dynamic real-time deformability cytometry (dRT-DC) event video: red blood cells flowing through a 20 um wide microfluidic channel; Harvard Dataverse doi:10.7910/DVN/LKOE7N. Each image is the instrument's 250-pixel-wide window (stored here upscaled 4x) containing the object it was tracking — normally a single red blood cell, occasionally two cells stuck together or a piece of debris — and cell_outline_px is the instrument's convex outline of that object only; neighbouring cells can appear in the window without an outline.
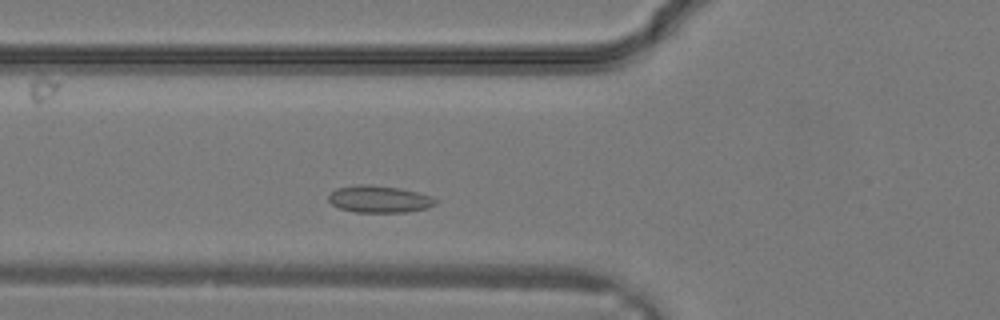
{"species": "common noctule bat (a hibernating species)", "species_latin": "Nyctalus noctula", "temperature_condition": "warm", "stored_images_in_passage": 27, "camera_frame_rate_fps": 3000, "um_per_image_px": 0.085, "animal": {"sex": "male", "body_mass_g": 19.2, "forearm_length_mm": 51.8}, "frame": {"image": 1, "passage_image": 6, "time_ms": 1.667, "image_size_px": [1000, 320], "cell_outline_px": [[436, 204], [428, 208], [404, 212], [356, 212], [340, 208], [332, 204], [328, 200], [328, 196], [336, 188], [356, 184], [372, 184], [400, 188], [432, 196], [436, 200]], "centroid_in_image_um": [32.23, 16.91], "position_along_channel_um": 93.6, "area_um2": 16.88}}
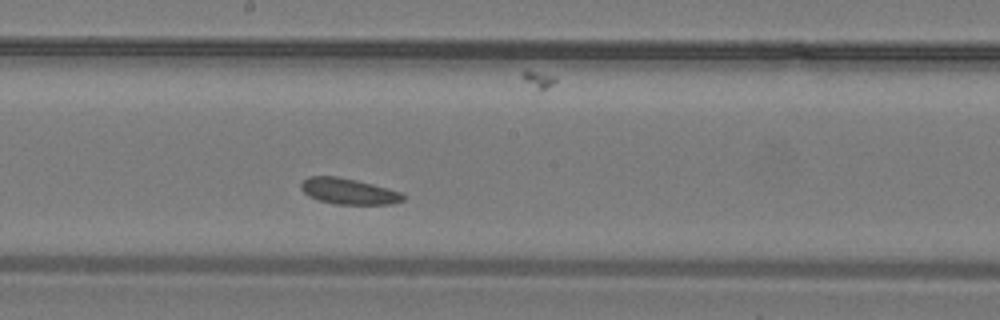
{"frame": {"image": 2, "passage_image": 12, "time_ms": 3.667, "image_size_px": [1000, 320], "cell_outline_px": [[408, 196], [404, 200], [392, 204], [336, 204], [320, 200], [308, 196], [300, 188], [300, 184], [308, 176], [336, 176], [356, 180], [372, 184], [400, 192]], "centroid_in_image_um": [29.64, 16.26], "position_along_channel_um": 218.6, "area_um2": 15.37}}
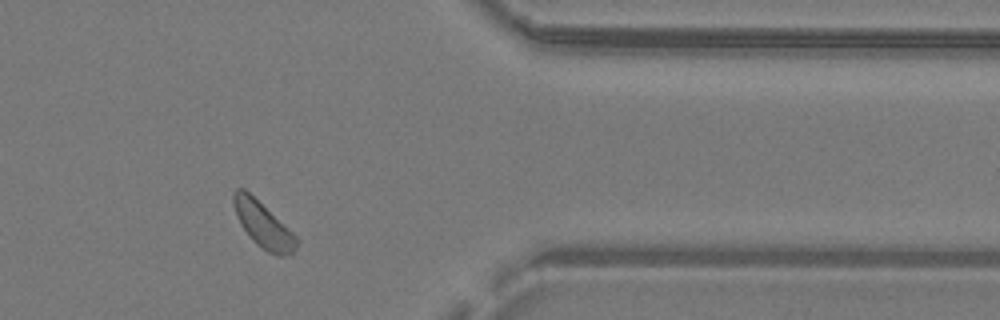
{"frame": {"image": 3, "passage_image": 21, "time_ms": 6.667, "image_size_px": [1000, 320], "cell_outline_px": [[300, 240], [292, 256], [276, 256], [268, 252], [256, 244], [240, 224], [236, 216], [232, 204], [232, 192], [236, 188], [244, 188], [292, 232]], "centroid_in_image_um": [22.36, 19.13], "position_along_channel_um": 389.0, "area_um2": 16.76}}